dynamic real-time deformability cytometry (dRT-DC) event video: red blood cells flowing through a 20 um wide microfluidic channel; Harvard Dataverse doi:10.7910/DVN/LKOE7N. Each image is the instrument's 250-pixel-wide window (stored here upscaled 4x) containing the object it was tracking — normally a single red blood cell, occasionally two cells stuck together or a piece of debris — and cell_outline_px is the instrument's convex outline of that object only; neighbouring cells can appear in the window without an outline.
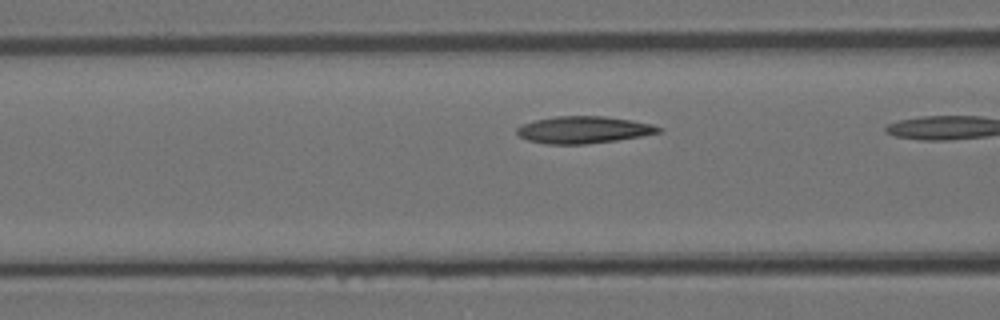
{"species": "Egyptian fruit bat (a non-hibernating species)", "species_latin": "Rousettus aegyptiacus", "temperature_condition": "room temperature", "stored_images_in_passage": 11, "camera_frame_rate_fps": 3000, "um_per_image_px": 0.085, "animal": {"sex": "female"}, "frame": {"image": 1, "passage_image": 10, "time_ms": 3.0, "image_size_px": [1000, 320], "cell_outline_px": [[664, 128], [660, 132], [640, 136], [616, 140], [584, 144], [548, 144], [528, 140], [520, 136], [516, 132], [516, 128], [524, 124], [536, 120], [556, 116], [604, 116], [632, 120], [652, 124]], "centroid_in_image_um": [49.62, 11.03], "position_along_channel_um": 117.0, "area_um2": 22.14}}